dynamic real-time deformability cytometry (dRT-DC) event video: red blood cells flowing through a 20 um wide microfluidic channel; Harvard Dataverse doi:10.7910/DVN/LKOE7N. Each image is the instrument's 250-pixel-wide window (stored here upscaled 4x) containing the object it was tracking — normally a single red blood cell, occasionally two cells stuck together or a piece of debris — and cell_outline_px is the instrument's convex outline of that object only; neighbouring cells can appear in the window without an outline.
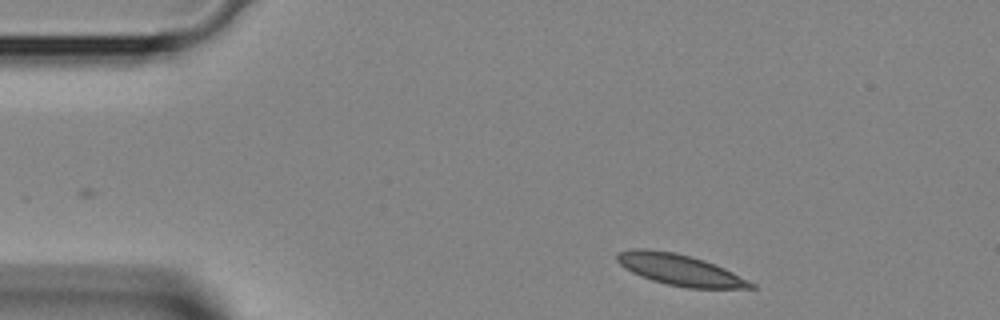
{"species": "Egyptian fruit bat (a non-hibernating species)", "species_latin": "Rousettus aegyptiacus", "temperature_condition": "room temperature", "stored_images_in_passage": 32, "camera_frame_rate_fps": 3000, "um_per_image_px": 0.085, "animal": {"sex": "female"}, "frame": {"image": 1, "passage_image": 1, "time_ms": 0.0, "image_size_px": [1000, 320], "cell_outline_px": [[756, 288], [688, 288], [668, 284], [652, 280], [640, 276], [624, 268], [616, 260], [616, 252], [632, 248], [644, 248], [676, 252], [704, 260], [724, 268], [756, 284]], "centroid_in_image_um": [57.74, 22.92], "position_along_channel_um": 27.3, "area_um2": 24.28}}
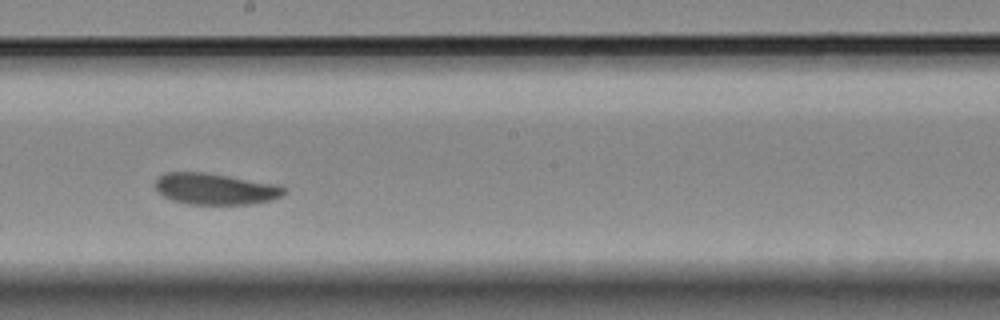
{"frame": {"image": 2, "passage_image": 18, "time_ms": 5.667, "image_size_px": [1000, 320], "cell_outline_px": [[288, 192], [272, 200], [252, 204], [188, 204], [172, 200], [164, 196], [152, 184], [156, 176], [164, 172], [204, 172], [280, 184], [288, 188]], "centroid_in_image_um": [18.31, 16.04], "position_along_channel_um": 229.9, "area_um2": 23.99}}
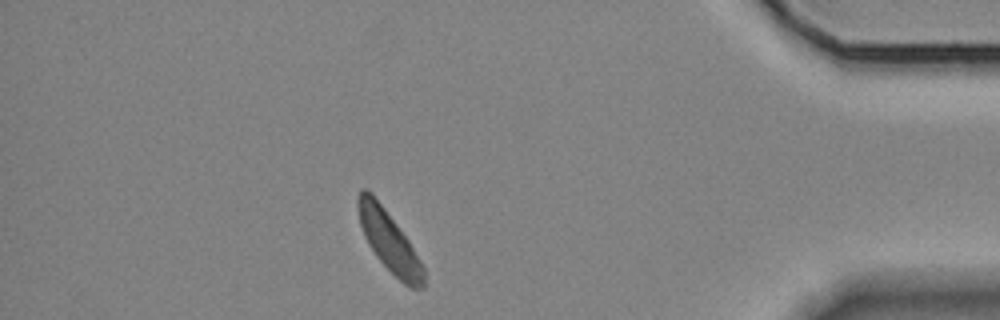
{"frame": {"image": 3, "passage_image": 32, "time_ms": 10.333, "image_size_px": [1000, 320], "cell_outline_px": [[424, 288], [412, 288], [404, 284], [376, 256], [368, 244], [364, 236], [360, 224], [356, 208], [356, 196], [360, 188], [364, 188], [372, 192], [408, 240], [424, 268]], "centroid_in_image_um": [33.02, 20.45], "position_along_channel_um": 402.2, "area_um2": 22.89}}